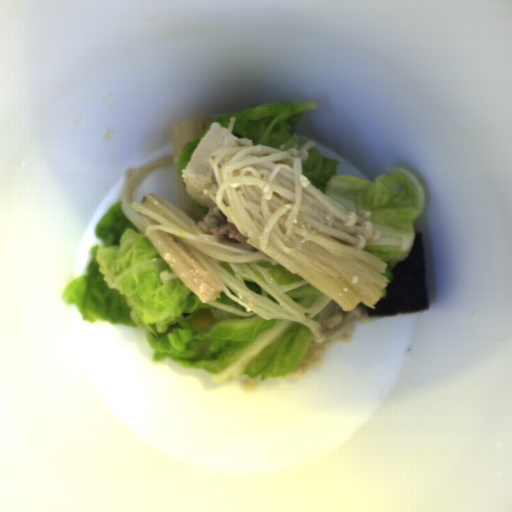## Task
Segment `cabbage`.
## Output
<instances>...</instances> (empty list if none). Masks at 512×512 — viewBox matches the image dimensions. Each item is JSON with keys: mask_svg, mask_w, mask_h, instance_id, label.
Listing matches in <instances>:
<instances>
[{"mask_svg": "<svg viewBox=\"0 0 512 512\" xmlns=\"http://www.w3.org/2000/svg\"><path fill=\"white\" fill-rule=\"evenodd\" d=\"M286 294L296 303L308 308L312 307L322 297V293L308 283Z\"/></svg>", "mask_w": 512, "mask_h": 512, "instance_id": "4", "label": "cabbage"}, {"mask_svg": "<svg viewBox=\"0 0 512 512\" xmlns=\"http://www.w3.org/2000/svg\"><path fill=\"white\" fill-rule=\"evenodd\" d=\"M340 161L309 150L302 175L344 209L366 210L380 232V239L368 242L367 252L387 263L383 273L392 281L396 263L405 262L415 243V222L426 206V190L408 169L388 167L375 181L352 175H338Z\"/></svg>", "mask_w": 512, "mask_h": 512, "instance_id": "2", "label": "cabbage"}, {"mask_svg": "<svg viewBox=\"0 0 512 512\" xmlns=\"http://www.w3.org/2000/svg\"><path fill=\"white\" fill-rule=\"evenodd\" d=\"M85 273L62 290L88 323L139 327L154 354L201 369L212 385L232 379L276 380L296 371L314 332L286 318L266 319L225 293L203 303L179 279L123 214L122 201L97 222Z\"/></svg>", "mask_w": 512, "mask_h": 512, "instance_id": "1", "label": "cabbage"}, {"mask_svg": "<svg viewBox=\"0 0 512 512\" xmlns=\"http://www.w3.org/2000/svg\"><path fill=\"white\" fill-rule=\"evenodd\" d=\"M258 266H260L261 268L268 269L269 275L279 286L303 280V278L292 273L291 271H289L288 269H286L285 267H283L280 264H271V263L267 262V263H258Z\"/></svg>", "mask_w": 512, "mask_h": 512, "instance_id": "5", "label": "cabbage"}, {"mask_svg": "<svg viewBox=\"0 0 512 512\" xmlns=\"http://www.w3.org/2000/svg\"><path fill=\"white\" fill-rule=\"evenodd\" d=\"M243 283L245 284V286L253 293L261 296V297H264L276 304H278V302L275 300V298L269 294L266 290H264L261 286H259L257 283H255L254 281L248 279L247 277H241Z\"/></svg>", "mask_w": 512, "mask_h": 512, "instance_id": "6", "label": "cabbage"}, {"mask_svg": "<svg viewBox=\"0 0 512 512\" xmlns=\"http://www.w3.org/2000/svg\"><path fill=\"white\" fill-rule=\"evenodd\" d=\"M315 101H286L255 103L243 110L220 114L207 122L204 131L194 137L191 142L182 145L177 163V177L186 188L182 170L188 165L198 143L210 131L214 122L220 123L228 130L232 117H235L232 135L236 138H247L254 145H263L279 151L300 149L310 141L302 138L296 127L304 118L303 113L317 108Z\"/></svg>", "mask_w": 512, "mask_h": 512, "instance_id": "3", "label": "cabbage"}, {"mask_svg": "<svg viewBox=\"0 0 512 512\" xmlns=\"http://www.w3.org/2000/svg\"><path fill=\"white\" fill-rule=\"evenodd\" d=\"M187 197L191 200V202L195 205V207L197 208V210L199 211L200 214H203L202 218L203 217H206L208 212H209V208L205 207V206H202L198 203H196L192 197L187 193Z\"/></svg>", "mask_w": 512, "mask_h": 512, "instance_id": "7", "label": "cabbage"}, {"mask_svg": "<svg viewBox=\"0 0 512 512\" xmlns=\"http://www.w3.org/2000/svg\"><path fill=\"white\" fill-rule=\"evenodd\" d=\"M220 265L222 266L223 269H225L226 271H228L230 274H232L234 277H236V274H235V271L232 269V267L229 265L228 262L226 261H222L220 263Z\"/></svg>", "mask_w": 512, "mask_h": 512, "instance_id": "8", "label": "cabbage"}, {"mask_svg": "<svg viewBox=\"0 0 512 512\" xmlns=\"http://www.w3.org/2000/svg\"><path fill=\"white\" fill-rule=\"evenodd\" d=\"M388 295L387 286L385 288H382V296L380 298H386Z\"/></svg>", "mask_w": 512, "mask_h": 512, "instance_id": "9", "label": "cabbage"}]
</instances>
